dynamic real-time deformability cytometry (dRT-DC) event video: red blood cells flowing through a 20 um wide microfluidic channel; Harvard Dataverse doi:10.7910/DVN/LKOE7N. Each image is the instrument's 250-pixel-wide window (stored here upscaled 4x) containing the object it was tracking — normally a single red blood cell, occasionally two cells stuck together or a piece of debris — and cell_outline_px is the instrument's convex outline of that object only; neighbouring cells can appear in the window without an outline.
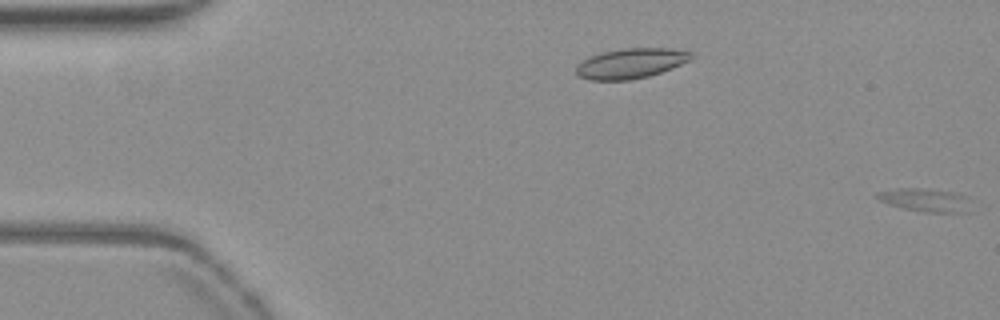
{"species": "common noctule bat (a hibernating species)", "species_latin": "Nyctalus noctula", "temperature_condition": "warm", "stored_images_in_passage": 11, "camera_frame_rate_fps": 3000, "um_per_image_px": 0.085, "animal": {"sex": "female", "body_mass_g": 19.3, "forearm_length_mm": 54.1}, "frame": {"image": 1, "passage_image": 1, "time_ms": 0.0, "image_size_px": [1000, 320], "cell_outline_px": [[968, 212], [924, 212], [904, 208], [888, 204], [880, 200], [876, 196], [876, 192], [896, 188], [924, 188], [952, 192], [968, 196]], "centroid_in_image_um": [78.63, 16.99], "position_along_channel_um": 6.4, "area_um2": 12.6}}